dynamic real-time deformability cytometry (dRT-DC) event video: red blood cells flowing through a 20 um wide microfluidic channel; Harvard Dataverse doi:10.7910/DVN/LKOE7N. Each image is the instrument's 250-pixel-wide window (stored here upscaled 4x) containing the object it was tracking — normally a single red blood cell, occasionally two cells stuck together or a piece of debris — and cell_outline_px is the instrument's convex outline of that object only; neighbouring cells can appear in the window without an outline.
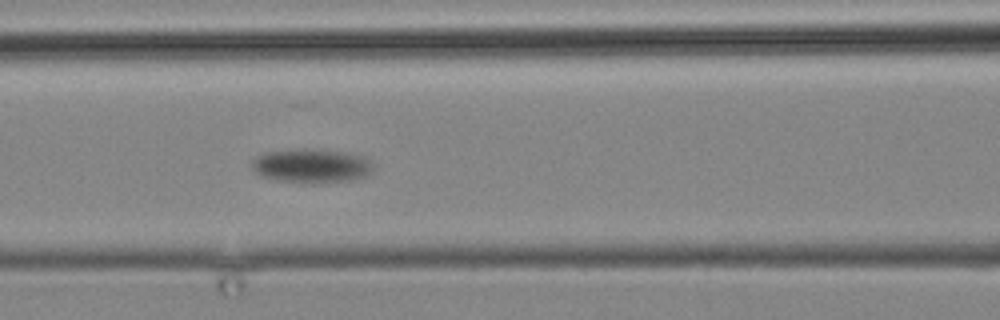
{"species": "common noctule bat (a hibernating species)", "species_latin": "Nyctalus noctula", "temperature_condition": "cold", "stored_images_in_passage": 15, "camera_frame_rate_fps": 3000, "um_per_image_px": 0.085, "animal": {"sex": "male", "body_mass_g": 19.2, "forearm_length_mm": 51.8}, "frame": {"image": 1, "passage_image": 15, "time_ms": 19.0, "image_size_px": [1000, 320], "cell_outline_px": [[372, 172], [364, 176], [352, 180], [312, 184], [276, 180], [260, 176], [252, 168], [252, 160], [256, 156], [264, 152], [300, 148], [308, 148], [348, 152], [364, 156], [372, 164]], "centroid_in_image_um": [26.45, 14.09], "position_along_channel_um": 140.1, "area_um2": 24.51}}